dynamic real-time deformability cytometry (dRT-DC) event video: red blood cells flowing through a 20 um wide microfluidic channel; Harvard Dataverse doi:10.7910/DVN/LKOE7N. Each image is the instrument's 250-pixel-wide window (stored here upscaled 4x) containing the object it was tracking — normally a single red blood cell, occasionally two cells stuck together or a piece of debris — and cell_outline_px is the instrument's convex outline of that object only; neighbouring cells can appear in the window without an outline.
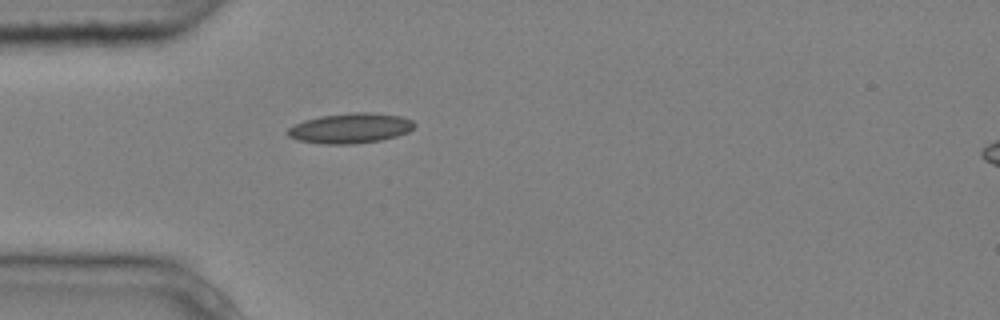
{"species": "common noctule bat (a hibernating species)", "species_latin": "Nyctalus noctula", "temperature_condition": "cold", "stored_images_in_passage": 1, "camera_frame_rate_fps": 3000, "um_per_image_px": 0.085, "animal": {"sex": "male", "body_mass_g": 20.4}, "frame": {"image": 1, "passage_image": 1, "time_ms": 0.0, "image_size_px": [1000, 320], "cell_outline_px": [[416, 124], [408, 132], [396, 136], [380, 140], [352, 144], [324, 144], [296, 140], [288, 136], [288, 128], [304, 120], [320, 116], [356, 112], [368, 112], [400, 116], [412, 120]], "centroid_in_image_um": [29.77, 10.9], "position_along_channel_um": 55.2, "area_um2": 22.08}}